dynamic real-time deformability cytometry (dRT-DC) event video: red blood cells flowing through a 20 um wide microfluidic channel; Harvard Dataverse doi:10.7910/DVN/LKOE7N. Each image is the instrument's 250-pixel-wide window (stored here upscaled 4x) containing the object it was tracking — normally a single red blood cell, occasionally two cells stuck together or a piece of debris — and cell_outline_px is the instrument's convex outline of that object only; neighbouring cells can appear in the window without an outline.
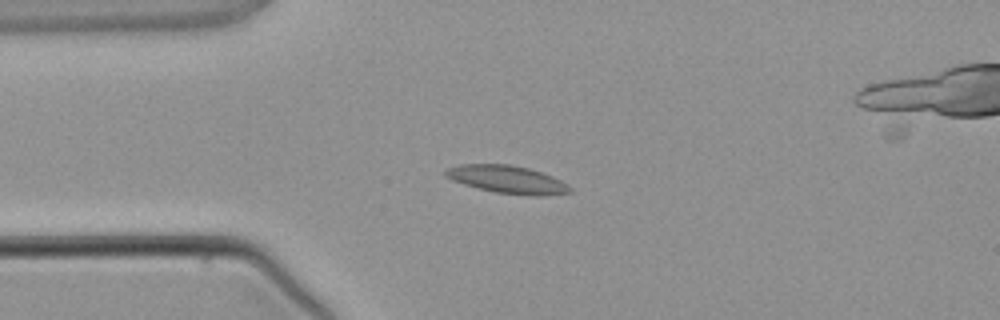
{"species": "common noctule bat (a hibernating species)", "species_latin": "Nyctalus noctula", "temperature_condition": "warm", "stored_images_in_passage": 4, "camera_frame_rate_fps": 3000, "um_per_image_px": 0.085, "animal": {"sex": "male", "body_mass_g": 21.5, "forearm_length_mm": 52.0}, "frame": {"image": 1, "passage_image": 2, "time_ms": 2.333, "image_size_px": [1000, 320], "cell_outline_px": [[572, 192], [544, 196], [532, 196], [496, 192], [464, 184], [452, 180], [444, 176], [444, 172], [448, 168], [460, 164], [508, 164], [528, 168], [552, 176], [568, 184], [572, 188]], "centroid_in_image_um": [43.14, 15.26], "position_along_channel_um": 41.9, "area_um2": 20.06}}
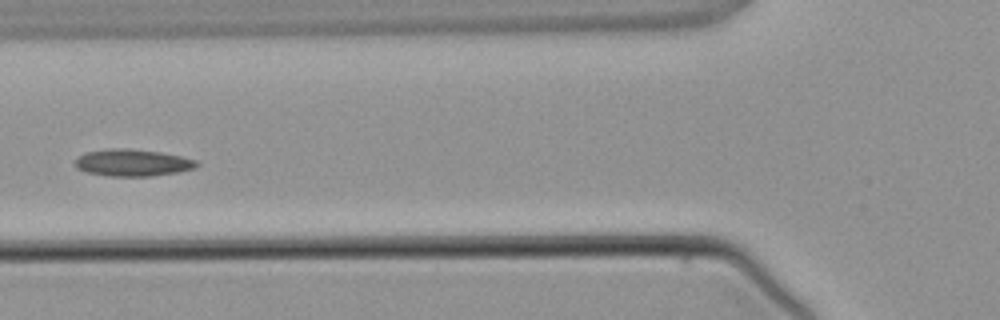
{"frame": {"image": 2, "passage_image": 4, "time_ms": 4.333, "image_size_px": [1000, 320], "cell_outline_px": [[200, 164], [196, 168], [180, 172], [152, 176], [108, 176], [88, 172], [76, 168], [76, 160], [84, 152], [108, 148], [128, 148], [160, 152], [180, 156], [196, 160]], "centroid_in_image_um": [11.3, 13.83], "position_along_channel_um": 114.5, "area_um2": 19.19}}